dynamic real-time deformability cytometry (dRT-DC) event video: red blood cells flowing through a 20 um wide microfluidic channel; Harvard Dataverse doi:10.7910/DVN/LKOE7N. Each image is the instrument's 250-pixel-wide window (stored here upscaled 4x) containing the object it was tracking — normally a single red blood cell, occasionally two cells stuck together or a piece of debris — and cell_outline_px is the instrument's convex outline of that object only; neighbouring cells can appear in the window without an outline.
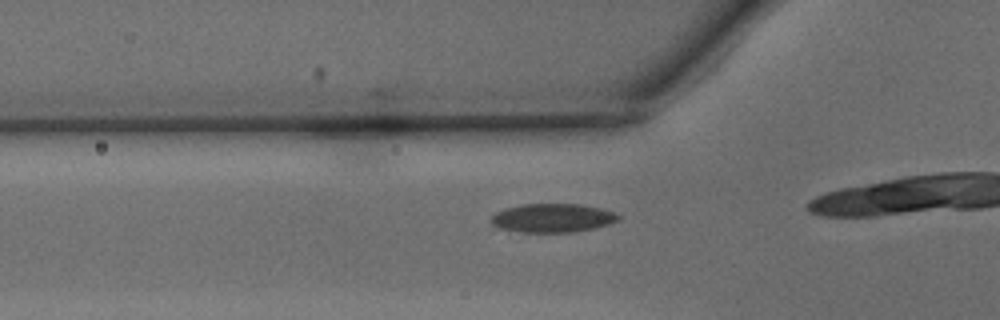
{"species": "common noctule bat (a hibernating species)", "species_latin": "Nyctalus noctula", "temperature_condition": "warm", "stored_images_in_passage": 16, "camera_frame_rate_fps": 3000, "um_per_image_px": 0.085, "animal": {"sex": "male", "body_mass_g": 15.6}, "frame": {"image": 1, "passage_image": 5, "time_ms": 1.333, "image_size_px": [1000, 320], "cell_outline_px": [[620, 220], [596, 228], [568, 232], [520, 232], [500, 228], [492, 224], [492, 216], [496, 212], [504, 208], [520, 204], [580, 204], [600, 208], [616, 212], [620, 216]], "centroid_in_image_um": [46.98, 18.52], "position_along_channel_um": 78.8, "area_um2": 21.33}}
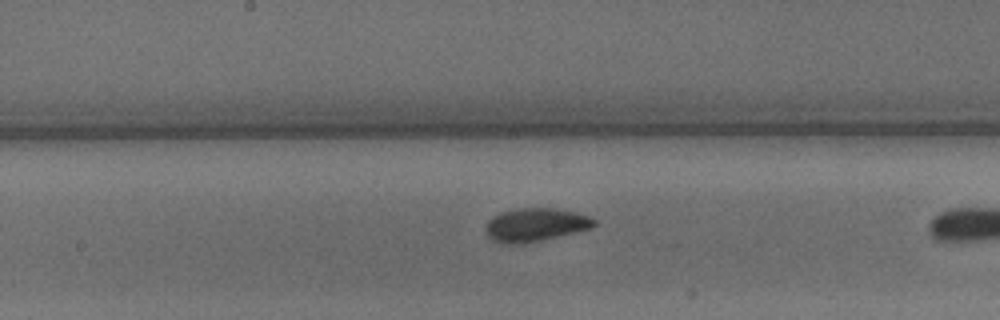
{"frame": {"image": 2, "passage_image": 14, "time_ms": 4.333, "image_size_px": [1000, 320], "cell_outline_px": [[596, 224], [592, 228], [524, 244], [500, 244], [492, 240], [488, 236], [484, 228], [488, 220], [492, 216], [500, 212], [516, 208], [552, 208], [572, 212], [588, 216], [596, 220]], "centroid_in_image_um": [45.44, 19.12], "position_along_channel_um": 202.8, "area_um2": 21.15}}